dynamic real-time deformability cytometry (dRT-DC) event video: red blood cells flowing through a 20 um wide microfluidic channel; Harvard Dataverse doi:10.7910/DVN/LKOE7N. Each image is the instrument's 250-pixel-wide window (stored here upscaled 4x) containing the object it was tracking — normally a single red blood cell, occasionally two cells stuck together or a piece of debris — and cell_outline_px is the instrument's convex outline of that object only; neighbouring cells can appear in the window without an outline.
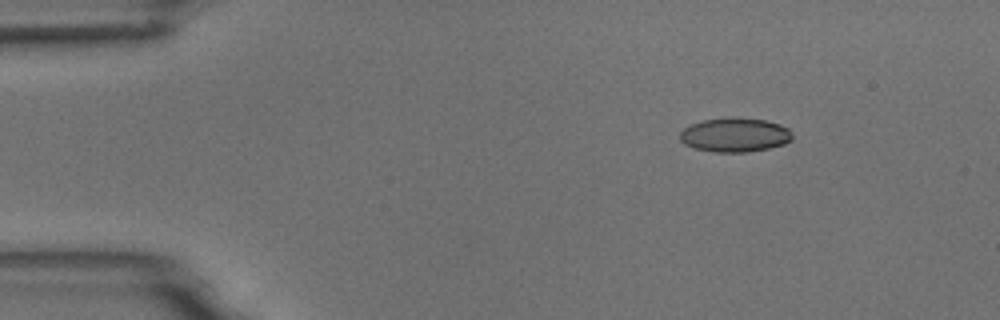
{"species": "common noctule bat (a hibernating species)", "species_latin": "Nyctalus noctula", "temperature_condition": "room temperature", "stored_images_in_passage": 3, "camera_frame_rate_fps": 3000, "um_per_image_px": 0.085, "animal": {"sex": "male", "body_mass_g": 18.8}, "frame": {"image": 1, "passage_image": 1, "time_ms": 0.0, "image_size_px": [1000, 320], "cell_outline_px": [[792, 140], [784, 144], [768, 148], [748, 152], [712, 152], [692, 148], [684, 144], [680, 140], [680, 132], [684, 128], [692, 124], [704, 120], [764, 120], [780, 124], [788, 128], [792, 132]], "centroid_in_image_um": [62.46, 11.52], "position_along_channel_um": 22.5, "area_um2": 21.73}}